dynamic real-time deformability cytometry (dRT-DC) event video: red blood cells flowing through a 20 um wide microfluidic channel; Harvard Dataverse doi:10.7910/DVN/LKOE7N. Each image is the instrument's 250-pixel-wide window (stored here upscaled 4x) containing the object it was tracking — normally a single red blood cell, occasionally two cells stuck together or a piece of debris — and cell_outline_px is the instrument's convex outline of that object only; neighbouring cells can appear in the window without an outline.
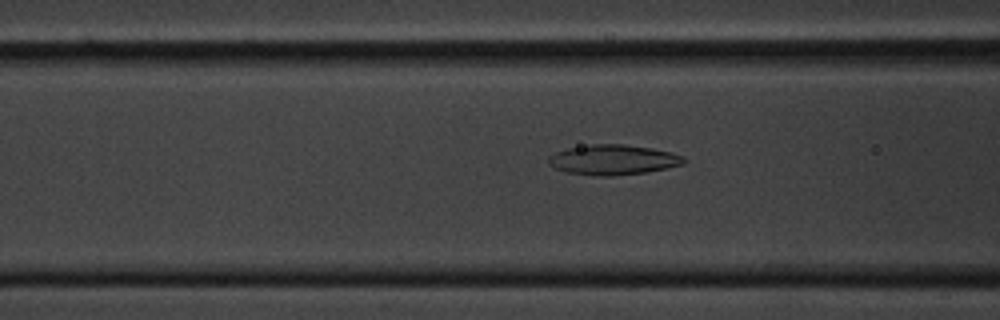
{"species": "common noctule bat (a hibernating species)", "species_latin": "Nyctalus noctula", "temperature_condition": "cold", "stored_images_in_passage": 55, "camera_frame_rate_fps": 3000, "um_per_image_px": 0.085, "animal": {"sex": "male", "body_mass_g": 20.1, "forearm_length_mm": 53.5}, "frame": {"image": 1, "passage_image": 21, "time_ms": 6.667, "image_size_px": [1000, 320], "cell_outline_px": [[684, 164], [644, 172], [612, 176], [596, 176], [564, 172], [548, 164], [548, 156], [556, 152], [568, 148], [592, 144], [620, 144], [652, 148], [672, 152], [684, 156]], "centroid_in_image_um": [52.08, 13.58], "position_along_channel_um": 114.5, "area_um2": 23.64}}
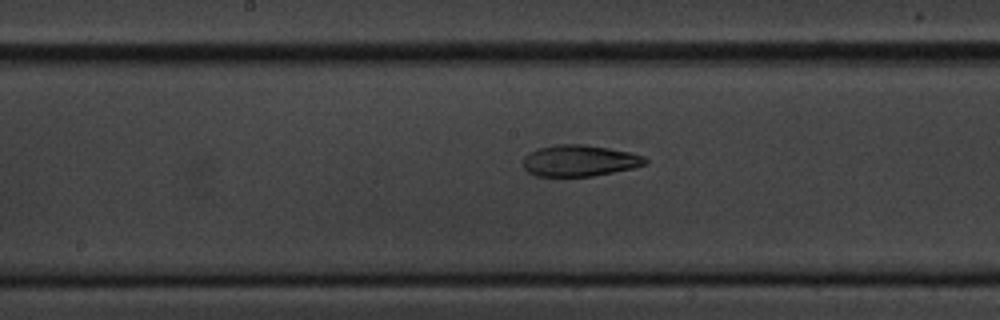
{"frame": {"image": 2, "passage_image": 28, "time_ms": 9.0, "image_size_px": [1000, 320], "cell_outline_px": [[648, 164], [632, 168], [592, 176], [536, 176], [528, 172], [524, 168], [524, 156], [528, 152], [552, 144], [584, 144], [608, 148], [628, 152], [644, 156], [648, 160]], "centroid_in_image_um": [49.25, 13.65], "position_along_channel_um": 199.0, "area_um2": 22.31}}
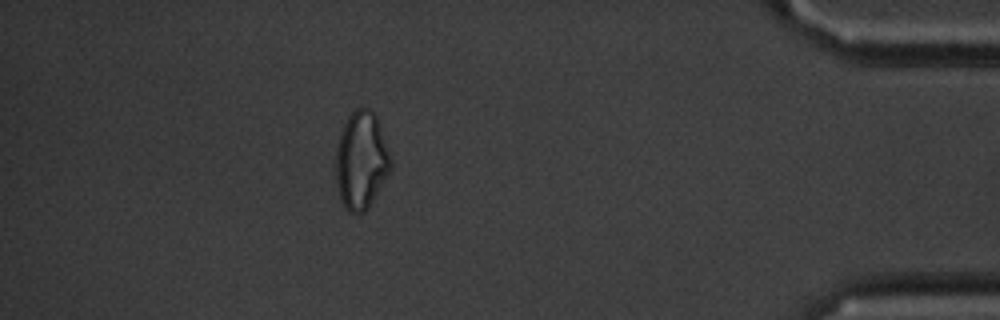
{"frame": {"image": 3, "passage_image": 49, "time_ms": 16.0, "image_size_px": [1000, 320], "cell_outline_px": [[392, 168], [368, 208], [360, 216], [348, 212], [344, 208], [340, 200], [336, 180], [336, 152], [340, 136], [344, 124], [348, 116], [356, 108], [368, 108], [376, 116], [392, 160]], "centroid_in_image_um": [30.7, 13.69], "position_along_channel_um": 404.5, "area_um2": 31.21}, "authors_computed_cell_mechanics": {"area_um2": 23.987, "velocity_mm_per_s": 3.6012, "shape_relaxation_time_tau1_ms": 6.0305, "shape_relaxation_time_tau2_ms": 4.4673, "deformation_change_tau1": 0.1566, "deformation_change_tau2": 0.0989}}